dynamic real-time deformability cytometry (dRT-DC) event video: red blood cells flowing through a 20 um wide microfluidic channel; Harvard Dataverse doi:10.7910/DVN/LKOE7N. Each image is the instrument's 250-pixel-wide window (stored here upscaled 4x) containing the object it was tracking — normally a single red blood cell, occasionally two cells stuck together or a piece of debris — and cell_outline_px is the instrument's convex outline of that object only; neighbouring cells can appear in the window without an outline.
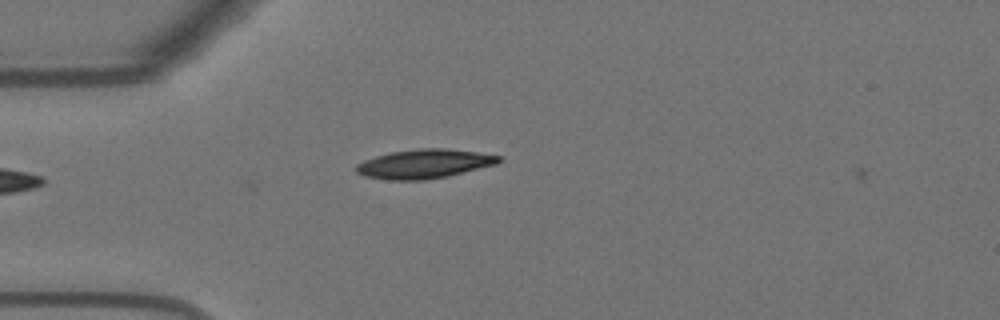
{"species": "Egyptian fruit bat (a non-hibernating species)", "species_latin": "Rousettus aegyptiacus", "temperature_condition": "warm", "stored_images_in_passage": 4, "camera_frame_rate_fps": 3000, "um_per_image_px": 0.085, "animal": {"sex": "female"}, "frame": {"image": 1, "passage_image": 3, "time_ms": 0.667, "image_size_px": [1000, 320], "cell_outline_px": [[504, 160], [496, 164], [448, 176], [424, 180], [388, 180], [364, 176], [356, 172], [356, 164], [364, 160], [376, 156], [392, 152], [420, 148], [444, 148], [476, 152], [500, 156]], "centroid_in_image_um": [36.06, 13.93], "position_along_channel_um": 48.9, "area_um2": 24.1}}